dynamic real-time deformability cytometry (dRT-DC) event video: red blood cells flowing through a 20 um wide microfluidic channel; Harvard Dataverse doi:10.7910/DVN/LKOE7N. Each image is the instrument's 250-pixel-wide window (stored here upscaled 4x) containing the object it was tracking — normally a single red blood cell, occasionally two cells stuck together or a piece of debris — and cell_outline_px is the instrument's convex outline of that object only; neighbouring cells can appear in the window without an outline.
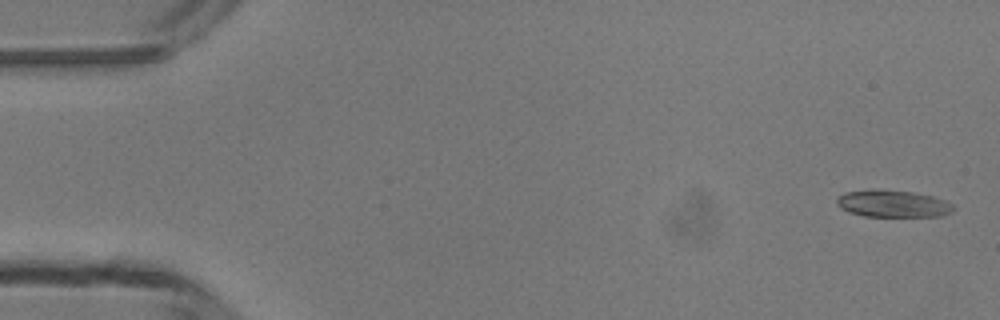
{"species": "common noctule bat (a hibernating species)", "species_latin": "Nyctalus noctula", "temperature_condition": "room temperature", "stored_images_in_passage": 6, "camera_frame_rate_fps": 3000, "um_per_image_px": 0.085, "animal": {"sex": "male", "body_mass_g": 13.3}, "frame": {"image": 1, "passage_image": 1, "time_ms": 0.0, "image_size_px": [1000, 320], "cell_outline_px": [[956, 208], [952, 212], [944, 216], [864, 216], [848, 212], [840, 208], [836, 204], [836, 200], [844, 192], [912, 192], [932, 196], [944, 200], [952, 204]], "centroid_in_image_um": [75.95, 17.37], "position_along_channel_um": 9.0, "area_um2": 17.63}}
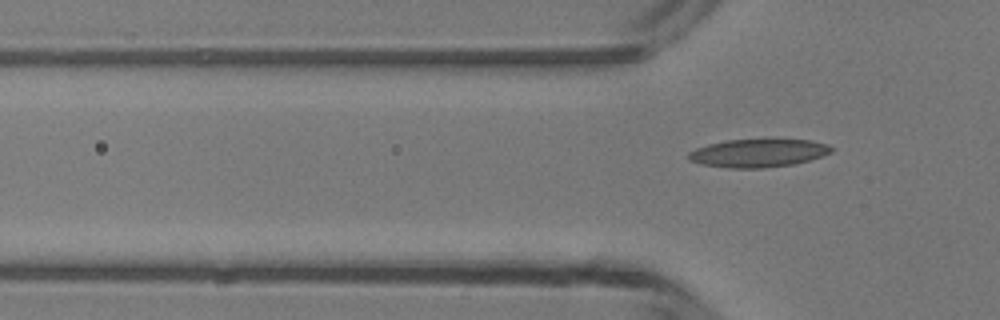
{"frame": {"image": 2, "passage_image": 6, "time_ms": 6.667, "image_size_px": [1000, 320], "cell_outline_px": [[832, 152], [824, 156], [792, 164], [764, 168], [728, 168], [700, 164], [688, 160], [688, 152], [696, 148], [708, 144], [724, 140], [768, 136], [808, 140], [828, 144], [832, 148]], "centroid_in_image_um": [64.45, 12.96], "position_along_channel_um": 61.4, "area_um2": 24.57}}